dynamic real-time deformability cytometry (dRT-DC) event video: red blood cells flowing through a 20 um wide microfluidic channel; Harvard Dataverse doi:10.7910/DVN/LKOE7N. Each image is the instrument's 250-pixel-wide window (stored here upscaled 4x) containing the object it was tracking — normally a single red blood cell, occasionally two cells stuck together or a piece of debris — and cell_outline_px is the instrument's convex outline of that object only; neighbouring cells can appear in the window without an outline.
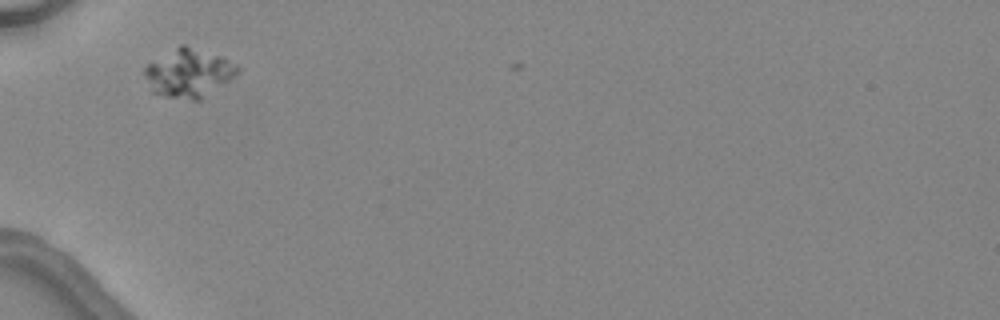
{"species": "common noctule bat (a hibernating species)", "species_latin": "Nyctalus noctula", "temperature_condition": "warm", "stored_images_in_passage": 2, "camera_frame_rate_fps": 3000, "um_per_image_px": 0.085, "animal": {"sex": "female", "body_mass_g": 24.6, "forearm_length_mm": 56.2}, "frame": {"image": 1, "passage_image": 1, "time_ms": 0.0, "image_size_px": [1000, 320], "cell_outline_px": [[240, 72], [200, 100], [192, 100], [168, 96], [152, 92], [144, 76], [144, 68], [148, 64], [180, 44], [184, 44], [220, 56], [236, 64], [240, 68]], "centroid_in_image_um": [16.04, 6.2], "position_along_channel_um": 69.0, "area_um2": 25.84}}